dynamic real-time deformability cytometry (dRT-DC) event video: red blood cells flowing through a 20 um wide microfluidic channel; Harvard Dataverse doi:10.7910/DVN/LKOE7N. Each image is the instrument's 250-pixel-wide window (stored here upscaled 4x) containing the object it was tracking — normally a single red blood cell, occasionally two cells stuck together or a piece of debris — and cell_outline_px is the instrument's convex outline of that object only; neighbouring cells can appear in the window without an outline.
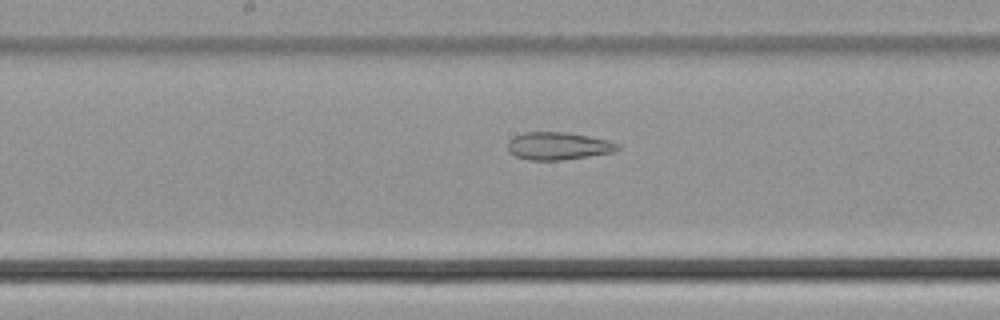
{"species": "common noctule bat (a hibernating species)", "species_latin": "Nyctalus noctula", "temperature_condition": "cold", "stored_images_in_passage": 44, "camera_frame_rate_fps": 3000, "um_per_image_px": 0.085, "animal": {"sex": "male", "body_mass_g": 21.5, "forearm_length_mm": 52.0}, "frame": {"image": 1, "passage_image": 20, "time_ms": 6.333, "image_size_px": [1000, 320], "cell_outline_px": [[620, 148], [612, 152], [588, 156], [560, 160], [528, 160], [516, 156], [508, 152], [508, 140], [512, 136], [524, 132], [568, 132], [608, 140], [620, 144]], "centroid_in_image_um": [47.41, 12.4], "position_along_channel_um": 200.8, "area_um2": 17.74}}
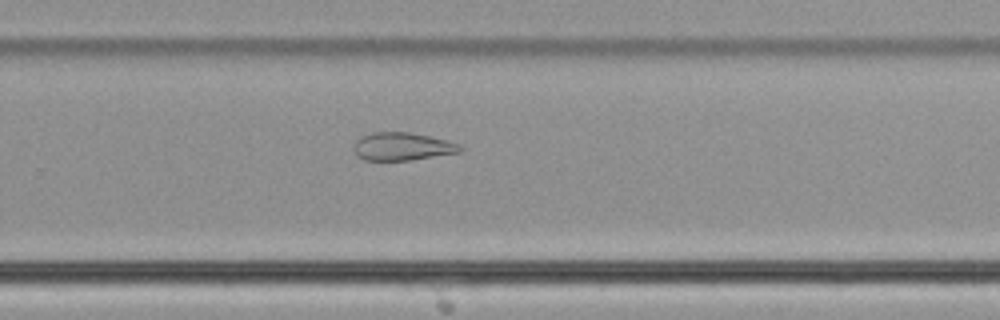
{"frame": {"image": 2, "passage_image": 27, "time_ms": 8.667, "image_size_px": [1000, 320], "cell_outline_px": [[464, 148], [460, 152], [408, 160], [364, 160], [356, 156], [352, 148], [356, 140], [360, 136], [372, 132], [408, 132], [448, 140], [460, 144]], "centroid_in_image_um": [34.16, 12.44], "position_along_channel_um": 295.6, "area_um2": 17.4}}
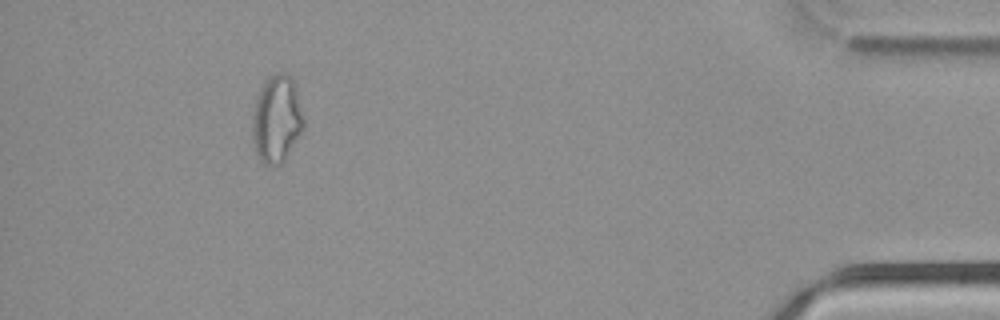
{"frame": {"image": 3, "passage_image": 40, "time_ms": 13.0, "image_size_px": [1000, 320], "cell_outline_px": [[304, 128], [284, 160], [280, 164], [272, 168], [264, 164], [260, 160], [256, 152], [252, 136], [252, 112], [260, 88], [264, 80], [268, 76], [276, 72], [284, 72], [292, 80], [296, 88], [304, 120]], "centroid_in_image_um": [23.5, 10.13], "position_along_channel_um": 411.7, "area_um2": 26.3}}